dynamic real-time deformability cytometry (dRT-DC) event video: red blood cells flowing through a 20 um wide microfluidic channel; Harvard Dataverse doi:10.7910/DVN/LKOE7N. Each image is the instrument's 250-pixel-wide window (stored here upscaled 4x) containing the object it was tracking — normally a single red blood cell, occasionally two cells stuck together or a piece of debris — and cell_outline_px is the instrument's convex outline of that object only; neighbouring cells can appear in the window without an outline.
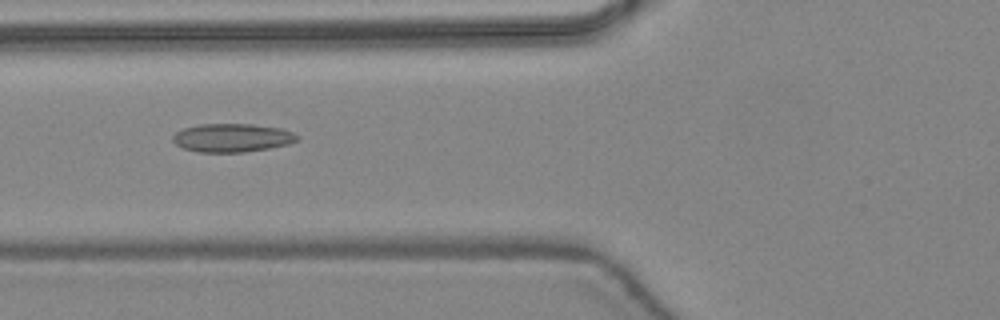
{"species": "common noctule bat (a hibernating species)", "species_latin": "Nyctalus noctula", "temperature_condition": "warm", "stored_images_in_passage": 43, "camera_frame_rate_fps": 3000, "um_per_image_px": 0.085, "animal": {"sex": "female", "body_mass_g": 24.6, "forearm_length_mm": 56.2}, "frame": {"image": 1, "passage_image": 15, "time_ms": 4.667, "image_size_px": [1000, 320], "cell_outline_px": [[300, 140], [288, 144], [268, 148], [244, 152], [200, 152], [184, 148], [176, 144], [172, 140], [172, 136], [176, 132], [184, 128], [200, 124], [252, 124], [280, 128], [292, 132], [300, 136]], "centroid_in_image_um": [19.75, 11.71], "position_along_channel_um": 106.0, "area_um2": 20.58}}
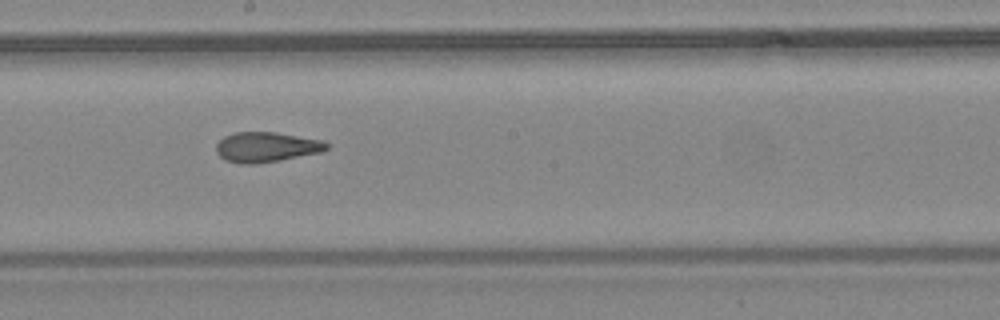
{"frame": {"image": 2, "passage_image": 23, "time_ms": 7.333, "image_size_px": [1000, 320], "cell_outline_px": [[328, 148], [324, 152], [280, 160], [256, 164], [240, 164], [224, 160], [216, 152], [216, 144], [224, 136], [236, 132], [276, 132], [324, 140], [328, 144]], "centroid_in_image_um": [22.66, 12.5], "position_along_channel_um": 225.5, "area_um2": 19.59}}
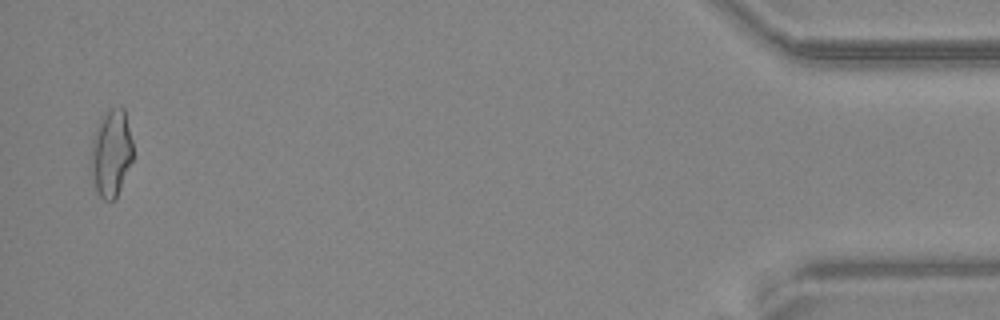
{"frame": {"image": 3, "passage_image": 42, "time_ms": 13.667, "image_size_px": [1000, 320], "cell_outline_px": [[132, 160], [116, 200], [104, 200], [96, 192], [88, 168], [92, 140], [96, 124], [112, 108], [124, 108], [132, 140]], "centroid_in_image_um": [9.41, 13.08], "position_along_channel_um": 425.8, "area_um2": 21.68}, "authors_computed_cell_mechanics": {"area_um2": 20.23, "velocity_mm_per_s": 4.4554, "shape_relaxation_time_tau1_ms": 6.6076, "shape_relaxation_time_tau2_ms": 2.0224, "deformation_change_tau1": 0.1482, "deformation_change_tau2": 0.0888}}